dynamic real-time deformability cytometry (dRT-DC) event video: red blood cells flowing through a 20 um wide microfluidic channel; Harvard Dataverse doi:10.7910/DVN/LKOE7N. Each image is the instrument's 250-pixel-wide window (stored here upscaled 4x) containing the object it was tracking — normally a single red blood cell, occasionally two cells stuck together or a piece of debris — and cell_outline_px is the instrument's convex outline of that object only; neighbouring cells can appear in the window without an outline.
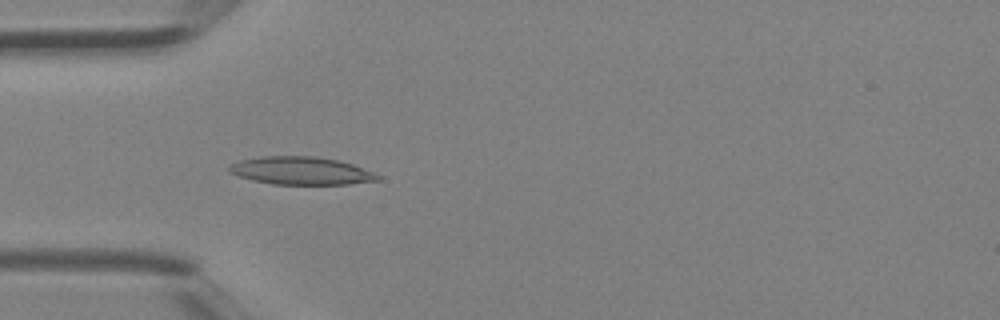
{"species": "Egyptian fruit bat (a non-hibernating species)", "species_latin": "Rousettus aegyptiacus", "temperature_condition": "room temperature", "stored_images_in_passage": 40, "camera_frame_rate_fps": 3000, "um_per_image_px": 0.085, "animal": {"sex": "female"}, "frame": {"image": 1, "passage_image": 12, "time_ms": 3.667, "image_size_px": [1000, 320], "cell_outline_px": [[380, 180], [348, 184], [272, 184], [252, 180], [228, 172], [228, 168], [232, 164], [240, 160], [264, 156], [316, 156], [336, 160], [352, 164], [372, 172], [380, 176]], "centroid_in_image_um": [25.58, 14.51], "position_along_channel_um": 59.4, "area_um2": 23.87}}
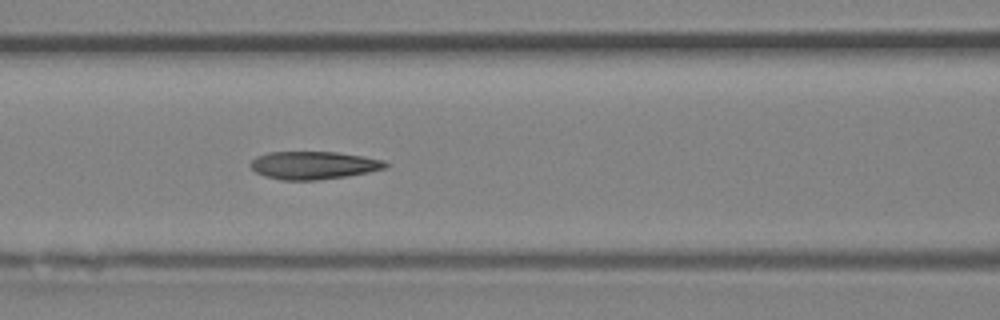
{"frame": {"image": 2, "passage_image": 17, "time_ms": 5.333, "image_size_px": [1000, 320], "cell_outline_px": [[388, 168], [368, 172], [344, 176], [316, 180], [280, 180], [264, 176], [256, 172], [248, 164], [256, 156], [268, 152], [336, 152], [364, 156], [384, 160], [388, 164]], "centroid_in_image_um": [26.64, 14.04], "position_along_channel_um": 140.0, "area_um2": 21.96}}
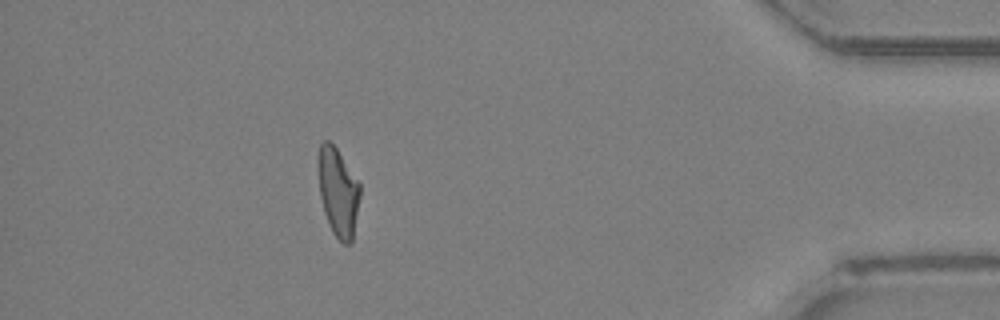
{"frame": {"image": 3, "passage_image": 36, "time_ms": 11.667, "image_size_px": [1000, 320], "cell_outline_px": [[360, 196], [352, 244], [344, 244], [332, 232], [328, 224], [324, 212], [320, 196], [316, 168], [316, 160], [320, 144], [324, 140], [328, 140], [336, 148], [360, 184]], "centroid_in_image_um": [28.7, 16.32], "position_along_channel_um": 406.5, "area_um2": 21.85}}